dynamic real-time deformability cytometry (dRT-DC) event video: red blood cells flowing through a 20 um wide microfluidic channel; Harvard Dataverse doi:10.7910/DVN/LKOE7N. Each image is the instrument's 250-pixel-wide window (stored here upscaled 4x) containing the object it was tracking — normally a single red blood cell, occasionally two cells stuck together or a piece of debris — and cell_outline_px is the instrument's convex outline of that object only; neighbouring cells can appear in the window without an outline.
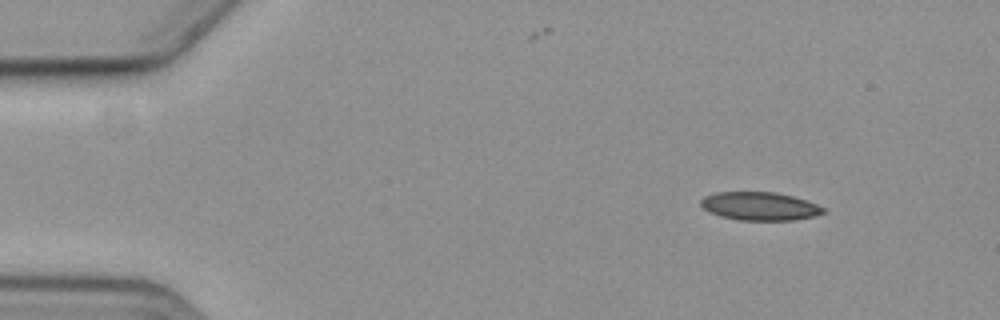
{"species": "common noctule bat (a hibernating species)", "species_latin": "Nyctalus noctula", "temperature_condition": "cold", "stored_images_in_passage": 5, "camera_frame_rate_fps": 3000, "um_per_image_px": 0.085, "animal": {"sex": "female", "body_mass_g": 19.3, "forearm_length_mm": 54.1}, "frame": {"image": 1, "passage_image": 1, "time_ms": 0.0, "image_size_px": [1000, 320], "cell_outline_px": [[828, 212], [816, 216], [796, 220], [740, 220], [720, 216], [708, 212], [700, 204], [700, 200], [704, 196], [716, 192], [776, 192], [792, 196], [816, 204], [824, 208]], "centroid_in_image_um": [64.58, 17.53], "position_along_channel_um": 20.4, "area_um2": 20.29}}
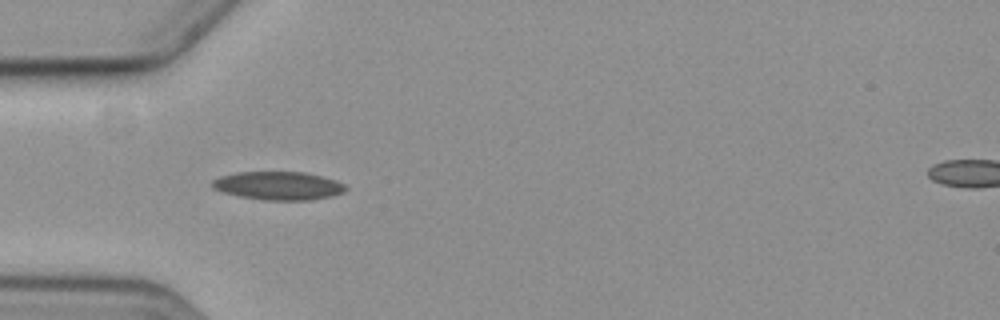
{"frame": {"image": 2, "passage_image": 4, "time_ms": 3.667, "image_size_px": [1000, 320], "cell_outline_px": [[348, 188], [344, 192], [332, 196], [312, 200], [264, 200], [240, 196], [224, 192], [212, 188], [212, 180], [220, 176], [236, 172], [304, 172], [336, 180], [344, 184]], "centroid_in_image_um": [23.68, 15.79], "position_along_channel_um": 61.3, "area_um2": 22.02}}
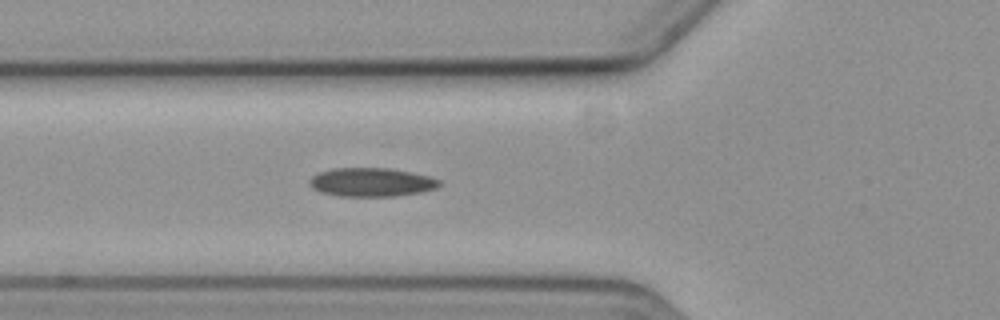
{"frame": {"image": 3, "passage_image": 5, "time_ms": 4.667, "image_size_px": [1000, 320], "cell_outline_px": [[440, 184], [436, 188], [420, 192], [396, 196], [340, 196], [320, 192], [312, 188], [308, 184], [308, 180], [312, 176], [320, 172], [332, 168], [388, 168], [412, 172], [428, 176], [440, 180]], "centroid_in_image_um": [31.54, 15.48], "position_along_channel_um": 94.3, "area_um2": 21.73}}